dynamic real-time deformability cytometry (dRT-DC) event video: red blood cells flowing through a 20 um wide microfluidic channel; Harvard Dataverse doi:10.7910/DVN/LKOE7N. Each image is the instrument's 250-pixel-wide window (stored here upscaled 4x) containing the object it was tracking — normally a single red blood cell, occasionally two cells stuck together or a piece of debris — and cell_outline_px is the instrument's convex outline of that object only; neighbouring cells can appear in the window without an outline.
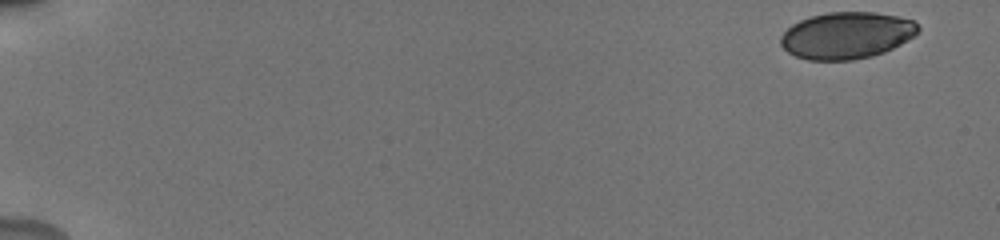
{"species": "human", "species_latin": "Homo sapiens", "temperature_condition": "cold", "stored_images_in_passage": 53, "camera_frame_rate_fps": 3000, "um_per_image_px": 0.085, "donor": {"sex": "male"}, "frame": {"image": 1, "passage_image": 1, "time_ms": 0.0, "image_size_px": [1000, 240], "cell_outline_px": [[920, 32], [900, 44], [884, 52], [872, 56], [852, 60], [808, 60], [796, 56], [788, 52], [780, 44], [780, 36], [792, 24], [800, 20], [812, 16], [828, 12], [876, 12], [896, 16], [912, 20], [920, 28]], "centroid_in_image_um": [71.95, 3.01], "position_along_channel_um": 13.0, "area_um2": 37.4}}
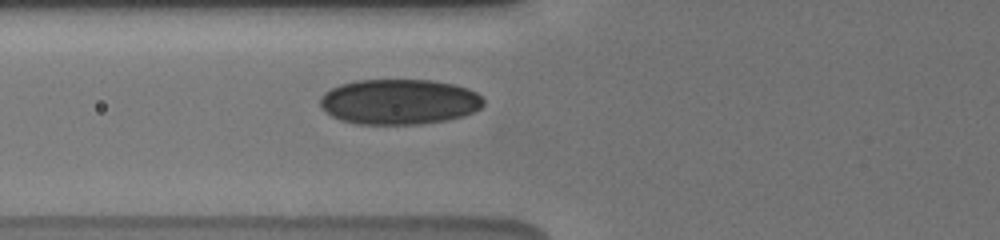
{"frame": {"image": 2, "passage_image": 21, "time_ms": 6.667, "image_size_px": [1000, 240], "cell_outline_px": [[484, 104], [480, 108], [464, 116], [444, 120], [420, 124], [356, 124], [340, 120], [332, 116], [320, 104], [320, 96], [324, 92], [340, 84], [356, 80], [432, 80], [452, 84], [468, 88], [476, 92], [484, 100]], "centroid_in_image_um": [33.93, 8.65], "position_along_channel_um": 91.9, "area_um2": 43.18}}
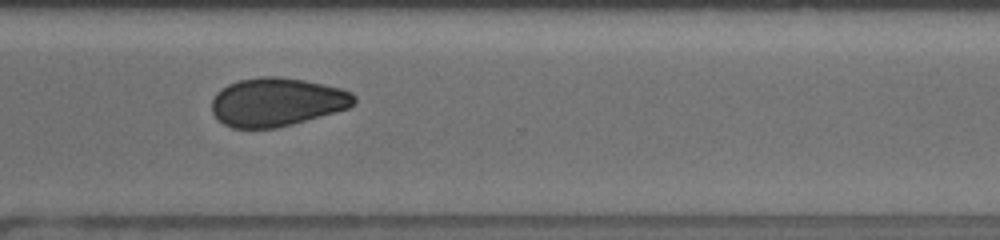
{"frame": {"image": 3, "passage_image": 41, "time_ms": 13.333, "image_size_px": [1000, 240], "cell_outline_px": [[356, 100], [348, 108], [292, 124], [276, 128], [232, 128], [224, 124], [212, 112], [212, 100], [216, 92], [220, 88], [228, 84], [240, 80], [260, 76], [276, 76], [304, 80], [340, 88], [352, 92], [356, 96]], "centroid_in_image_um": [23.51, 8.66], "position_along_channel_um": 347.1, "area_um2": 40.06}, "authors_computed_cell_mechanics": {"area_um2": 40.5756, "velocity_mm_per_s": 3.8308, "shape_relaxation_time_tau1_ms": 6.5347, "shape_relaxation_time_tau2_ms": 6.6798, "deformation_change_tau1": 0.0802, "deformation_change_tau2": 0.0784}}